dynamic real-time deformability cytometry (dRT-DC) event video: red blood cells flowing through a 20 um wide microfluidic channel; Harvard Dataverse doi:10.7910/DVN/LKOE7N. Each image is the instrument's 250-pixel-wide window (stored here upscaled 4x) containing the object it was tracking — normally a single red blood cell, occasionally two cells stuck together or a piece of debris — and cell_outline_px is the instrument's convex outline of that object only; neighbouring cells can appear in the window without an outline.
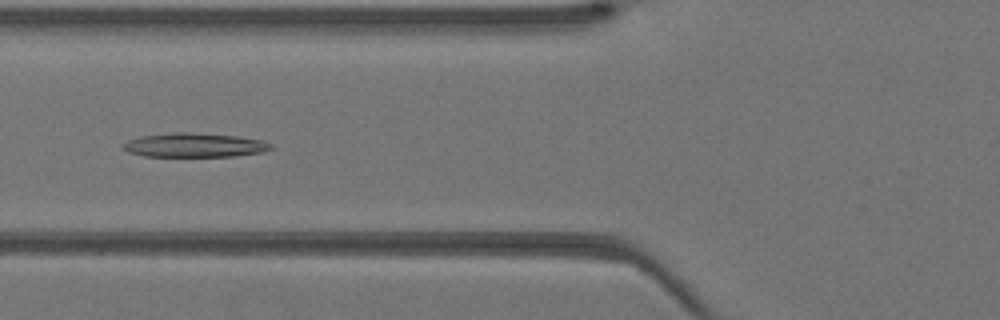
{"species": "Egyptian fruit bat (a non-hibernating species)", "species_latin": "Rousettus aegyptiacus", "temperature_condition": "warm", "stored_images_in_passage": 29, "camera_frame_rate_fps": 3000, "um_per_image_px": 0.085, "animal": {"sex": "female"}, "frame": {"image": 1, "passage_image": 3, "time_ms": 0.667, "image_size_px": [1000, 320], "cell_outline_px": [[272, 148], [264, 152], [232, 156], [144, 156], [128, 152], [120, 144], [128, 140], [140, 136], [176, 132], [192, 132], [236, 136], [264, 140], [272, 144]], "centroid_in_image_um": [16.53, 12.33], "position_along_channel_um": 109.3, "area_um2": 20.81}}
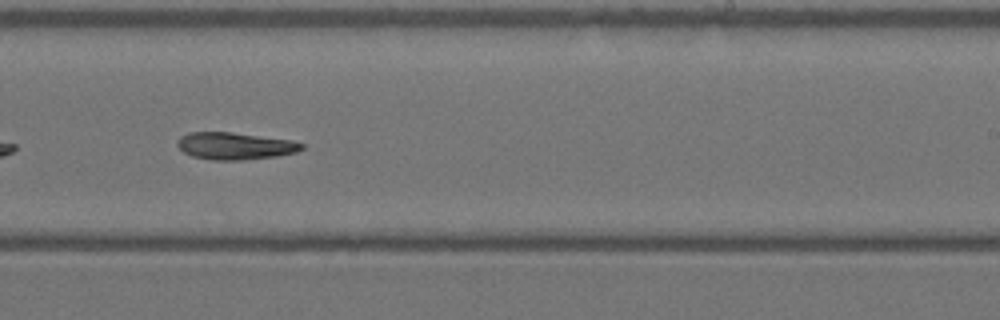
{"frame": {"image": 2, "passage_image": 13, "time_ms": 4.0, "image_size_px": [1000, 320], "cell_outline_px": [[304, 148], [296, 152], [276, 156], [244, 160], [212, 160], [192, 156], [184, 152], [176, 144], [180, 136], [188, 132], [232, 132], [292, 140], [304, 144]], "centroid_in_image_um": [19.97, 12.4], "position_along_channel_um": 269.0, "area_um2": 19.71}}
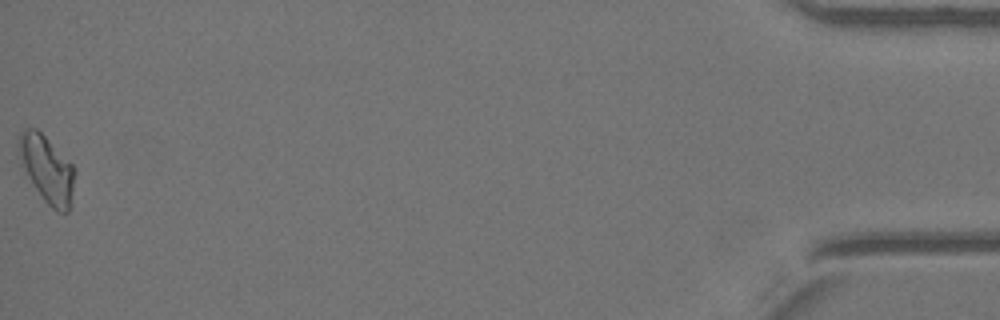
{"frame": {"image": 3, "passage_image": 29, "time_ms": 9.333, "image_size_px": [1000, 320], "cell_outline_px": [[72, 204], [68, 212], [56, 212], [44, 200], [36, 188], [24, 164], [20, 148], [20, 132], [24, 128], [36, 128], [72, 164]], "centroid_in_image_um": [4.03, 14.41], "position_along_channel_um": 431.2, "area_um2": 20.4}}